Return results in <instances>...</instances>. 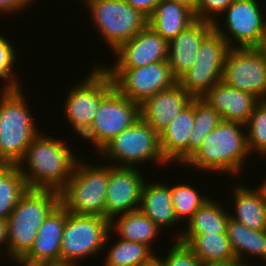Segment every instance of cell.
I'll use <instances>...</instances> for the list:
<instances>
[{
	"mask_svg": "<svg viewBox=\"0 0 266 266\" xmlns=\"http://www.w3.org/2000/svg\"><path fill=\"white\" fill-rule=\"evenodd\" d=\"M178 240L185 243L204 265L236 260L227 233L181 235Z\"/></svg>",
	"mask_w": 266,
	"mask_h": 266,
	"instance_id": "484cf974",
	"label": "cell"
},
{
	"mask_svg": "<svg viewBox=\"0 0 266 266\" xmlns=\"http://www.w3.org/2000/svg\"><path fill=\"white\" fill-rule=\"evenodd\" d=\"M109 249L106 252L105 266H142L156 255L145 244L120 238Z\"/></svg>",
	"mask_w": 266,
	"mask_h": 266,
	"instance_id": "f546056e",
	"label": "cell"
},
{
	"mask_svg": "<svg viewBox=\"0 0 266 266\" xmlns=\"http://www.w3.org/2000/svg\"><path fill=\"white\" fill-rule=\"evenodd\" d=\"M139 210L148 216L156 225L171 228L179 221L175 215L172 195L168 184L145 181L142 189Z\"/></svg>",
	"mask_w": 266,
	"mask_h": 266,
	"instance_id": "603a6c76",
	"label": "cell"
},
{
	"mask_svg": "<svg viewBox=\"0 0 266 266\" xmlns=\"http://www.w3.org/2000/svg\"><path fill=\"white\" fill-rule=\"evenodd\" d=\"M21 266H75V265L69 261H65L64 259H57V260L41 261L34 264L21 265Z\"/></svg>",
	"mask_w": 266,
	"mask_h": 266,
	"instance_id": "ab89813d",
	"label": "cell"
},
{
	"mask_svg": "<svg viewBox=\"0 0 266 266\" xmlns=\"http://www.w3.org/2000/svg\"><path fill=\"white\" fill-rule=\"evenodd\" d=\"M256 48L261 52V54L266 60V31L264 35L262 36L260 44Z\"/></svg>",
	"mask_w": 266,
	"mask_h": 266,
	"instance_id": "b9f144b4",
	"label": "cell"
},
{
	"mask_svg": "<svg viewBox=\"0 0 266 266\" xmlns=\"http://www.w3.org/2000/svg\"><path fill=\"white\" fill-rule=\"evenodd\" d=\"M196 20L185 6L170 0H161L148 18V25L168 43Z\"/></svg>",
	"mask_w": 266,
	"mask_h": 266,
	"instance_id": "cb8c5ba5",
	"label": "cell"
},
{
	"mask_svg": "<svg viewBox=\"0 0 266 266\" xmlns=\"http://www.w3.org/2000/svg\"><path fill=\"white\" fill-rule=\"evenodd\" d=\"M16 52L10 40L0 34V79L5 80L1 92L14 91L23 87L20 84L21 81H18L16 73L13 72L14 64L18 59Z\"/></svg>",
	"mask_w": 266,
	"mask_h": 266,
	"instance_id": "836d02e7",
	"label": "cell"
},
{
	"mask_svg": "<svg viewBox=\"0 0 266 266\" xmlns=\"http://www.w3.org/2000/svg\"><path fill=\"white\" fill-rule=\"evenodd\" d=\"M7 242H8V224H7V220H1L0 219V247H2L3 244H5V248L6 250L3 248H0V252L3 253L6 252L5 254H7ZM2 249V250H1ZM1 255V253H0ZM0 258H2L0 256Z\"/></svg>",
	"mask_w": 266,
	"mask_h": 266,
	"instance_id": "f35d334b",
	"label": "cell"
},
{
	"mask_svg": "<svg viewBox=\"0 0 266 266\" xmlns=\"http://www.w3.org/2000/svg\"><path fill=\"white\" fill-rule=\"evenodd\" d=\"M97 154L103 155L104 160H110L108 164L116 167H136L150 161L162 166L170 165L161 152L159 135L142 118L119 133Z\"/></svg>",
	"mask_w": 266,
	"mask_h": 266,
	"instance_id": "8992f818",
	"label": "cell"
},
{
	"mask_svg": "<svg viewBox=\"0 0 266 266\" xmlns=\"http://www.w3.org/2000/svg\"><path fill=\"white\" fill-rule=\"evenodd\" d=\"M35 0H0V16L2 14H15L31 7Z\"/></svg>",
	"mask_w": 266,
	"mask_h": 266,
	"instance_id": "8d00e7d4",
	"label": "cell"
},
{
	"mask_svg": "<svg viewBox=\"0 0 266 266\" xmlns=\"http://www.w3.org/2000/svg\"><path fill=\"white\" fill-rule=\"evenodd\" d=\"M229 49L226 39L213 29L202 41L193 66L177 83L193 98H201L221 81Z\"/></svg>",
	"mask_w": 266,
	"mask_h": 266,
	"instance_id": "30bf717a",
	"label": "cell"
},
{
	"mask_svg": "<svg viewBox=\"0 0 266 266\" xmlns=\"http://www.w3.org/2000/svg\"><path fill=\"white\" fill-rule=\"evenodd\" d=\"M134 9L139 10L143 15L149 18L155 7L160 3L161 0H125Z\"/></svg>",
	"mask_w": 266,
	"mask_h": 266,
	"instance_id": "74e56055",
	"label": "cell"
},
{
	"mask_svg": "<svg viewBox=\"0 0 266 266\" xmlns=\"http://www.w3.org/2000/svg\"><path fill=\"white\" fill-rule=\"evenodd\" d=\"M138 169L108 165L105 218L111 220L117 215L139 209L146 179Z\"/></svg>",
	"mask_w": 266,
	"mask_h": 266,
	"instance_id": "9a60e30c",
	"label": "cell"
},
{
	"mask_svg": "<svg viewBox=\"0 0 266 266\" xmlns=\"http://www.w3.org/2000/svg\"><path fill=\"white\" fill-rule=\"evenodd\" d=\"M142 266H164V264L160 257L155 255L148 263H145Z\"/></svg>",
	"mask_w": 266,
	"mask_h": 266,
	"instance_id": "7bdbcfd3",
	"label": "cell"
},
{
	"mask_svg": "<svg viewBox=\"0 0 266 266\" xmlns=\"http://www.w3.org/2000/svg\"><path fill=\"white\" fill-rule=\"evenodd\" d=\"M172 195V203L174 206L175 215L178 221L188 222L193 214L205 203L208 199L207 195L198 193V189L193 186L185 184H176L170 186ZM182 219V220H181Z\"/></svg>",
	"mask_w": 266,
	"mask_h": 266,
	"instance_id": "1f68e13d",
	"label": "cell"
},
{
	"mask_svg": "<svg viewBox=\"0 0 266 266\" xmlns=\"http://www.w3.org/2000/svg\"><path fill=\"white\" fill-rule=\"evenodd\" d=\"M62 140L39 133L27 147L17 165L28 189L55 190L60 193L66 187L80 159Z\"/></svg>",
	"mask_w": 266,
	"mask_h": 266,
	"instance_id": "6da1fadb",
	"label": "cell"
},
{
	"mask_svg": "<svg viewBox=\"0 0 266 266\" xmlns=\"http://www.w3.org/2000/svg\"><path fill=\"white\" fill-rule=\"evenodd\" d=\"M110 220L103 216L80 215L67 211L60 259L75 266L85 258L97 256L112 241ZM109 239H111L109 241Z\"/></svg>",
	"mask_w": 266,
	"mask_h": 266,
	"instance_id": "ba28073f",
	"label": "cell"
},
{
	"mask_svg": "<svg viewBox=\"0 0 266 266\" xmlns=\"http://www.w3.org/2000/svg\"><path fill=\"white\" fill-rule=\"evenodd\" d=\"M67 209L60 203L46 218L30 251L16 264L29 265L41 261L60 259L63 229Z\"/></svg>",
	"mask_w": 266,
	"mask_h": 266,
	"instance_id": "ffe728a7",
	"label": "cell"
},
{
	"mask_svg": "<svg viewBox=\"0 0 266 266\" xmlns=\"http://www.w3.org/2000/svg\"><path fill=\"white\" fill-rule=\"evenodd\" d=\"M221 81L259 101L266 100V60L256 47L230 48Z\"/></svg>",
	"mask_w": 266,
	"mask_h": 266,
	"instance_id": "5bb4252c",
	"label": "cell"
},
{
	"mask_svg": "<svg viewBox=\"0 0 266 266\" xmlns=\"http://www.w3.org/2000/svg\"><path fill=\"white\" fill-rule=\"evenodd\" d=\"M84 5L112 52L148 25V18L125 0H89Z\"/></svg>",
	"mask_w": 266,
	"mask_h": 266,
	"instance_id": "9c48e42d",
	"label": "cell"
},
{
	"mask_svg": "<svg viewBox=\"0 0 266 266\" xmlns=\"http://www.w3.org/2000/svg\"><path fill=\"white\" fill-rule=\"evenodd\" d=\"M193 100L178 83L160 91L141 104V118L160 135Z\"/></svg>",
	"mask_w": 266,
	"mask_h": 266,
	"instance_id": "e0dca14e",
	"label": "cell"
},
{
	"mask_svg": "<svg viewBox=\"0 0 266 266\" xmlns=\"http://www.w3.org/2000/svg\"><path fill=\"white\" fill-rule=\"evenodd\" d=\"M120 239L147 245L151 250L161 228L139 209L123 213L110 220V230Z\"/></svg>",
	"mask_w": 266,
	"mask_h": 266,
	"instance_id": "d4e9b609",
	"label": "cell"
},
{
	"mask_svg": "<svg viewBox=\"0 0 266 266\" xmlns=\"http://www.w3.org/2000/svg\"><path fill=\"white\" fill-rule=\"evenodd\" d=\"M28 190L18 165L0 164V219L9 215L21 196Z\"/></svg>",
	"mask_w": 266,
	"mask_h": 266,
	"instance_id": "f1b7e54d",
	"label": "cell"
},
{
	"mask_svg": "<svg viewBox=\"0 0 266 266\" xmlns=\"http://www.w3.org/2000/svg\"><path fill=\"white\" fill-rule=\"evenodd\" d=\"M244 128L245 125L242 123L222 120L183 165L210 174L215 172L241 175L245 161L251 156Z\"/></svg>",
	"mask_w": 266,
	"mask_h": 266,
	"instance_id": "7a4b0ae2",
	"label": "cell"
},
{
	"mask_svg": "<svg viewBox=\"0 0 266 266\" xmlns=\"http://www.w3.org/2000/svg\"><path fill=\"white\" fill-rule=\"evenodd\" d=\"M236 266H254L253 264H249V263H241L238 260H236ZM258 266V265H257Z\"/></svg>",
	"mask_w": 266,
	"mask_h": 266,
	"instance_id": "bcb514c9",
	"label": "cell"
},
{
	"mask_svg": "<svg viewBox=\"0 0 266 266\" xmlns=\"http://www.w3.org/2000/svg\"><path fill=\"white\" fill-rule=\"evenodd\" d=\"M235 0H199L195 18L214 23ZM219 15V17H217Z\"/></svg>",
	"mask_w": 266,
	"mask_h": 266,
	"instance_id": "d590c367",
	"label": "cell"
},
{
	"mask_svg": "<svg viewBox=\"0 0 266 266\" xmlns=\"http://www.w3.org/2000/svg\"><path fill=\"white\" fill-rule=\"evenodd\" d=\"M234 210L230 218L252 230H266V196L262 188L233 187ZM235 214V215H234Z\"/></svg>",
	"mask_w": 266,
	"mask_h": 266,
	"instance_id": "7402d4cb",
	"label": "cell"
},
{
	"mask_svg": "<svg viewBox=\"0 0 266 266\" xmlns=\"http://www.w3.org/2000/svg\"><path fill=\"white\" fill-rule=\"evenodd\" d=\"M201 99L213 107L222 120L246 124L259 100L250 93L222 81L213 85Z\"/></svg>",
	"mask_w": 266,
	"mask_h": 266,
	"instance_id": "d6986e66",
	"label": "cell"
},
{
	"mask_svg": "<svg viewBox=\"0 0 266 266\" xmlns=\"http://www.w3.org/2000/svg\"><path fill=\"white\" fill-rule=\"evenodd\" d=\"M93 65L83 81L71 86L62 109L70 128L80 137L93 124L101 102L115 89L114 81L101 65Z\"/></svg>",
	"mask_w": 266,
	"mask_h": 266,
	"instance_id": "52a82bcc",
	"label": "cell"
},
{
	"mask_svg": "<svg viewBox=\"0 0 266 266\" xmlns=\"http://www.w3.org/2000/svg\"><path fill=\"white\" fill-rule=\"evenodd\" d=\"M175 240L165 259L160 258L164 266H205L185 243Z\"/></svg>",
	"mask_w": 266,
	"mask_h": 266,
	"instance_id": "e575fe53",
	"label": "cell"
},
{
	"mask_svg": "<svg viewBox=\"0 0 266 266\" xmlns=\"http://www.w3.org/2000/svg\"><path fill=\"white\" fill-rule=\"evenodd\" d=\"M22 88L0 91V164L17 165L32 140L41 133Z\"/></svg>",
	"mask_w": 266,
	"mask_h": 266,
	"instance_id": "277c9868",
	"label": "cell"
},
{
	"mask_svg": "<svg viewBox=\"0 0 266 266\" xmlns=\"http://www.w3.org/2000/svg\"><path fill=\"white\" fill-rule=\"evenodd\" d=\"M226 233L236 260L251 263L245 260L251 255L260 258L266 264V230H252L229 218Z\"/></svg>",
	"mask_w": 266,
	"mask_h": 266,
	"instance_id": "4316f807",
	"label": "cell"
},
{
	"mask_svg": "<svg viewBox=\"0 0 266 266\" xmlns=\"http://www.w3.org/2000/svg\"><path fill=\"white\" fill-rule=\"evenodd\" d=\"M175 3L181 4L186 8L190 9L194 14L196 13V7L199 0H170Z\"/></svg>",
	"mask_w": 266,
	"mask_h": 266,
	"instance_id": "60d3db41",
	"label": "cell"
},
{
	"mask_svg": "<svg viewBox=\"0 0 266 266\" xmlns=\"http://www.w3.org/2000/svg\"><path fill=\"white\" fill-rule=\"evenodd\" d=\"M83 1H84V0H83ZM88 1H89V0H85L83 4H86ZM81 2H82V0H81Z\"/></svg>",
	"mask_w": 266,
	"mask_h": 266,
	"instance_id": "7dc6e473",
	"label": "cell"
},
{
	"mask_svg": "<svg viewBox=\"0 0 266 266\" xmlns=\"http://www.w3.org/2000/svg\"><path fill=\"white\" fill-rule=\"evenodd\" d=\"M195 98L159 135L160 149L165 160L172 164H184L188 160L189 135L194 128ZM172 162V163H171Z\"/></svg>",
	"mask_w": 266,
	"mask_h": 266,
	"instance_id": "44dd1931",
	"label": "cell"
},
{
	"mask_svg": "<svg viewBox=\"0 0 266 266\" xmlns=\"http://www.w3.org/2000/svg\"><path fill=\"white\" fill-rule=\"evenodd\" d=\"M61 203L55 190L28 189L8 217V259L16 264L30 251L47 216Z\"/></svg>",
	"mask_w": 266,
	"mask_h": 266,
	"instance_id": "3957f363",
	"label": "cell"
},
{
	"mask_svg": "<svg viewBox=\"0 0 266 266\" xmlns=\"http://www.w3.org/2000/svg\"><path fill=\"white\" fill-rule=\"evenodd\" d=\"M107 187L108 164L99 166L80 160L60 192L61 204L68 212L105 217Z\"/></svg>",
	"mask_w": 266,
	"mask_h": 266,
	"instance_id": "5b68a950",
	"label": "cell"
},
{
	"mask_svg": "<svg viewBox=\"0 0 266 266\" xmlns=\"http://www.w3.org/2000/svg\"><path fill=\"white\" fill-rule=\"evenodd\" d=\"M261 7L258 0H235L221 15L223 27L217 19L213 29L230 48L257 47L266 31V15Z\"/></svg>",
	"mask_w": 266,
	"mask_h": 266,
	"instance_id": "8fae6325",
	"label": "cell"
},
{
	"mask_svg": "<svg viewBox=\"0 0 266 266\" xmlns=\"http://www.w3.org/2000/svg\"><path fill=\"white\" fill-rule=\"evenodd\" d=\"M247 146L250 154L266 157V100L259 101L245 124Z\"/></svg>",
	"mask_w": 266,
	"mask_h": 266,
	"instance_id": "d6a6232c",
	"label": "cell"
},
{
	"mask_svg": "<svg viewBox=\"0 0 266 266\" xmlns=\"http://www.w3.org/2000/svg\"><path fill=\"white\" fill-rule=\"evenodd\" d=\"M213 30V23L196 19L168 43L171 73L178 80L194 64L204 38Z\"/></svg>",
	"mask_w": 266,
	"mask_h": 266,
	"instance_id": "ac0fdd59",
	"label": "cell"
},
{
	"mask_svg": "<svg viewBox=\"0 0 266 266\" xmlns=\"http://www.w3.org/2000/svg\"><path fill=\"white\" fill-rule=\"evenodd\" d=\"M260 187L262 188L266 196V179L262 181V183L260 184Z\"/></svg>",
	"mask_w": 266,
	"mask_h": 266,
	"instance_id": "f6af8a7d",
	"label": "cell"
},
{
	"mask_svg": "<svg viewBox=\"0 0 266 266\" xmlns=\"http://www.w3.org/2000/svg\"><path fill=\"white\" fill-rule=\"evenodd\" d=\"M113 55L117 57L114 66L103 65L102 68H139L167 61L168 42L147 25L130 40L121 44Z\"/></svg>",
	"mask_w": 266,
	"mask_h": 266,
	"instance_id": "2e32d148",
	"label": "cell"
},
{
	"mask_svg": "<svg viewBox=\"0 0 266 266\" xmlns=\"http://www.w3.org/2000/svg\"><path fill=\"white\" fill-rule=\"evenodd\" d=\"M222 121L220 114L205 103L195 98V120L188 141V159L197 151L204 138Z\"/></svg>",
	"mask_w": 266,
	"mask_h": 266,
	"instance_id": "4dcf8cb0",
	"label": "cell"
},
{
	"mask_svg": "<svg viewBox=\"0 0 266 266\" xmlns=\"http://www.w3.org/2000/svg\"><path fill=\"white\" fill-rule=\"evenodd\" d=\"M141 118V105L116 88L101 102L93 124L81 137L92 142L97 153L114 137Z\"/></svg>",
	"mask_w": 266,
	"mask_h": 266,
	"instance_id": "7c38bea8",
	"label": "cell"
},
{
	"mask_svg": "<svg viewBox=\"0 0 266 266\" xmlns=\"http://www.w3.org/2000/svg\"><path fill=\"white\" fill-rule=\"evenodd\" d=\"M218 201L208 198L205 203L193 214L192 218L185 223L177 235H201L212 233H226L227 222L230 218L229 211L223 208Z\"/></svg>",
	"mask_w": 266,
	"mask_h": 266,
	"instance_id": "83f0119b",
	"label": "cell"
},
{
	"mask_svg": "<svg viewBox=\"0 0 266 266\" xmlns=\"http://www.w3.org/2000/svg\"><path fill=\"white\" fill-rule=\"evenodd\" d=\"M205 266H236V260L230 263L207 264Z\"/></svg>",
	"mask_w": 266,
	"mask_h": 266,
	"instance_id": "ee69618b",
	"label": "cell"
},
{
	"mask_svg": "<svg viewBox=\"0 0 266 266\" xmlns=\"http://www.w3.org/2000/svg\"><path fill=\"white\" fill-rule=\"evenodd\" d=\"M114 81L115 88L138 104L177 83L167 61L139 68H103Z\"/></svg>",
	"mask_w": 266,
	"mask_h": 266,
	"instance_id": "4fadbf2b",
	"label": "cell"
}]
</instances>
